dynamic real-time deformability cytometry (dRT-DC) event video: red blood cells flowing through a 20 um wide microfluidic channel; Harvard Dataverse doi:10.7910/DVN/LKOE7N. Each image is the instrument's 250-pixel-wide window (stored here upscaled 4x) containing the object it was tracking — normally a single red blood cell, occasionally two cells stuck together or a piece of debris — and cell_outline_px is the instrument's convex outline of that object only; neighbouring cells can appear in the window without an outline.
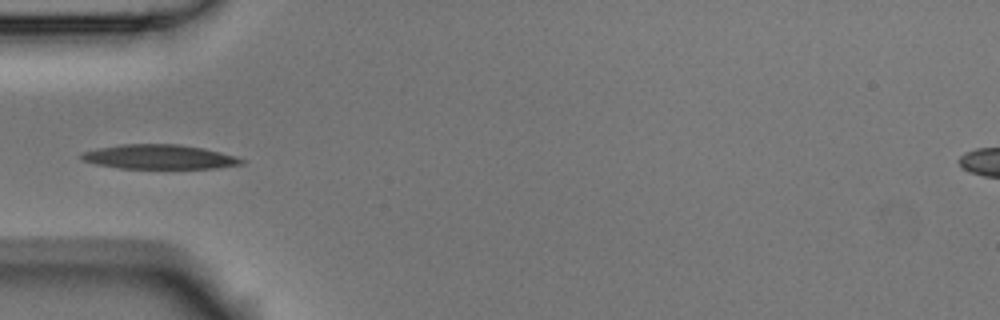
{"species": "Egyptian fruit bat (a non-hibernating species)", "species_latin": "Rousettus aegyptiacus", "temperature_condition": "room temperature", "stored_images_in_passage": 7, "camera_frame_rate_fps": 3000, "um_per_image_px": 0.085, "animal": {"sex": "male"}, "frame": {"image": 1, "passage_image": 5, "time_ms": 1.333, "image_size_px": [1000, 320], "cell_outline_px": [[244, 164], [220, 168], [120, 168], [96, 164], [84, 160], [80, 156], [80, 152], [120, 144], [180, 144], [204, 148], [220, 152], [244, 160]], "centroid_in_image_um": [13.54, 13.33], "position_along_channel_um": 71.5, "area_um2": 22.66}}
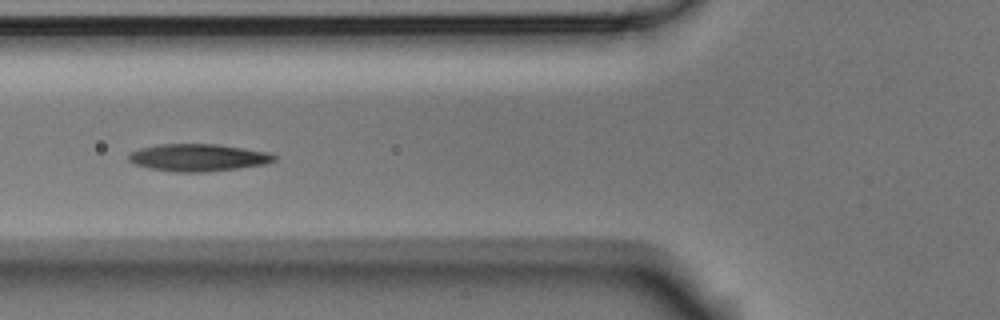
{"frame": {"image": 2, "passage_image": 6, "time_ms": 1.667, "image_size_px": [1000, 320], "cell_outline_px": [[276, 160], [264, 164], [208, 172], [176, 172], [152, 168], [136, 164], [128, 160], [128, 156], [132, 152], [140, 148], [160, 144], [216, 144], [244, 148], [268, 152], [276, 156]], "centroid_in_image_um": [16.85, 13.39], "position_along_channel_um": 108.9, "area_um2": 22.89}}
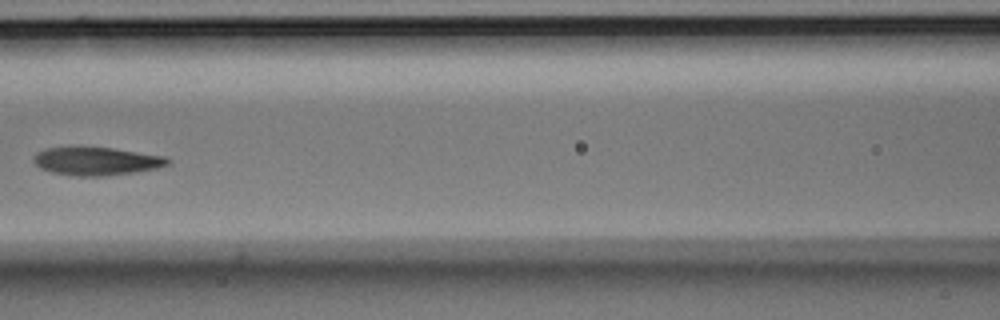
{"frame": {"image": 3, "passage_image": 7, "time_ms": 2.0, "image_size_px": [1000, 320], "cell_outline_px": [[172, 160], [168, 164], [156, 168], [136, 172], [104, 176], [72, 176], [52, 172], [40, 168], [32, 160], [32, 156], [36, 152], [44, 148], [112, 148], [168, 156]], "centroid_in_image_um": [8.21, 13.71], "position_along_channel_um": 158.4, "area_um2": 22.02}}